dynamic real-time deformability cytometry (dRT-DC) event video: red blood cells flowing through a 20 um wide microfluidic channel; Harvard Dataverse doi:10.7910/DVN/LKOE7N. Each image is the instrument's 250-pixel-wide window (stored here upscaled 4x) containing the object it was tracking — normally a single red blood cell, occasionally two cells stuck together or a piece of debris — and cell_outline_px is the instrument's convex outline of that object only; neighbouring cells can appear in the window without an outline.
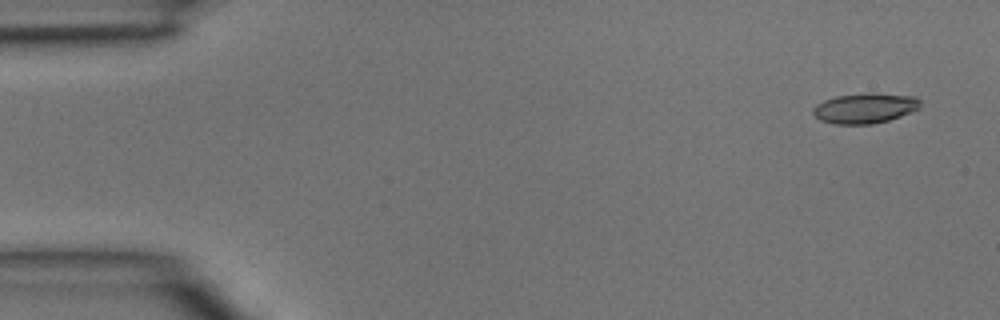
{"species": "common noctule bat (a hibernating species)", "species_latin": "Nyctalus noctula", "temperature_condition": "room temperature", "stored_images_in_passage": 4, "camera_frame_rate_fps": 3000, "um_per_image_px": 0.085, "animal": {"sex": "male", "body_mass_g": 15.6}, "frame": {"image": 1, "passage_image": 1, "time_ms": 0.0, "image_size_px": [1000, 320], "cell_outline_px": [[920, 108], [912, 112], [888, 120], [872, 124], [836, 124], [820, 120], [812, 112], [812, 108], [816, 104], [824, 100], [836, 96], [872, 92], [916, 96], [920, 100]], "centroid_in_image_um": [73.53, 9.18], "position_along_channel_um": 11.5, "area_um2": 19.02}}
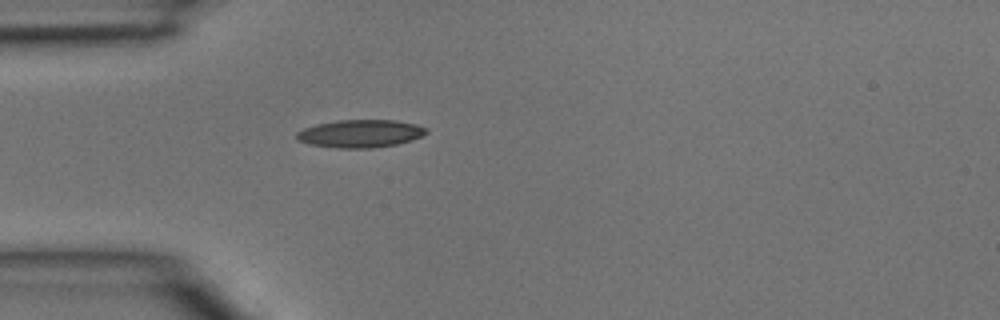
{"frame": {"image": 2, "passage_image": 4, "time_ms": 1.0, "image_size_px": [1000, 320], "cell_outline_px": [[428, 132], [412, 140], [396, 144], [376, 148], [336, 148], [312, 144], [296, 140], [296, 132], [304, 128], [316, 124], [340, 120], [396, 120], [416, 124], [428, 128]], "centroid_in_image_um": [30.64, 11.35], "position_along_channel_um": 54.4, "area_um2": 21.04}}